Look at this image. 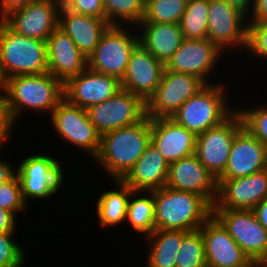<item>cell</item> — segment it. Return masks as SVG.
<instances>
[{
    "label": "cell",
    "mask_w": 267,
    "mask_h": 267,
    "mask_svg": "<svg viewBox=\"0 0 267 267\" xmlns=\"http://www.w3.org/2000/svg\"><path fill=\"white\" fill-rule=\"evenodd\" d=\"M151 142V118L107 132L101 136L99 163L112 180H122Z\"/></svg>",
    "instance_id": "1"
},
{
    "label": "cell",
    "mask_w": 267,
    "mask_h": 267,
    "mask_svg": "<svg viewBox=\"0 0 267 267\" xmlns=\"http://www.w3.org/2000/svg\"><path fill=\"white\" fill-rule=\"evenodd\" d=\"M64 99V84L49 72L7 78L4 105L15 124L27 109L50 112Z\"/></svg>",
    "instance_id": "2"
},
{
    "label": "cell",
    "mask_w": 267,
    "mask_h": 267,
    "mask_svg": "<svg viewBox=\"0 0 267 267\" xmlns=\"http://www.w3.org/2000/svg\"><path fill=\"white\" fill-rule=\"evenodd\" d=\"M155 230H198L212 215V206L200 195L164 186L153 191Z\"/></svg>",
    "instance_id": "3"
},
{
    "label": "cell",
    "mask_w": 267,
    "mask_h": 267,
    "mask_svg": "<svg viewBox=\"0 0 267 267\" xmlns=\"http://www.w3.org/2000/svg\"><path fill=\"white\" fill-rule=\"evenodd\" d=\"M0 65L6 78L48 72L46 41L20 35L0 20Z\"/></svg>",
    "instance_id": "4"
},
{
    "label": "cell",
    "mask_w": 267,
    "mask_h": 267,
    "mask_svg": "<svg viewBox=\"0 0 267 267\" xmlns=\"http://www.w3.org/2000/svg\"><path fill=\"white\" fill-rule=\"evenodd\" d=\"M221 84V85H220ZM207 84L189 98L171 117L177 124L198 136L221 124L235 110L229 108L225 84Z\"/></svg>",
    "instance_id": "5"
},
{
    "label": "cell",
    "mask_w": 267,
    "mask_h": 267,
    "mask_svg": "<svg viewBox=\"0 0 267 267\" xmlns=\"http://www.w3.org/2000/svg\"><path fill=\"white\" fill-rule=\"evenodd\" d=\"M124 25H110L101 37L94 52L87 58V67L121 81L130 56L139 44V35Z\"/></svg>",
    "instance_id": "6"
},
{
    "label": "cell",
    "mask_w": 267,
    "mask_h": 267,
    "mask_svg": "<svg viewBox=\"0 0 267 267\" xmlns=\"http://www.w3.org/2000/svg\"><path fill=\"white\" fill-rule=\"evenodd\" d=\"M243 127L241 115L235 109L221 124L196 136L194 154L215 178L224 173L232 142Z\"/></svg>",
    "instance_id": "7"
},
{
    "label": "cell",
    "mask_w": 267,
    "mask_h": 267,
    "mask_svg": "<svg viewBox=\"0 0 267 267\" xmlns=\"http://www.w3.org/2000/svg\"><path fill=\"white\" fill-rule=\"evenodd\" d=\"M58 161L47 154H35L19 163L17 175L24 201L47 199L63 185V171Z\"/></svg>",
    "instance_id": "8"
},
{
    "label": "cell",
    "mask_w": 267,
    "mask_h": 267,
    "mask_svg": "<svg viewBox=\"0 0 267 267\" xmlns=\"http://www.w3.org/2000/svg\"><path fill=\"white\" fill-rule=\"evenodd\" d=\"M207 84L200 78L164 69L155 93L146 102V115L153 118H171L193 95Z\"/></svg>",
    "instance_id": "9"
},
{
    "label": "cell",
    "mask_w": 267,
    "mask_h": 267,
    "mask_svg": "<svg viewBox=\"0 0 267 267\" xmlns=\"http://www.w3.org/2000/svg\"><path fill=\"white\" fill-rule=\"evenodd\" d=\"M54 130L60 137L80 148L92 158L98 155L101 135L90 122L87 111L69 103L65 98L50 115Z\"/></svg>",
    "instance_id": "10"
},
{
    "label": "cell",
    "mask_w": 267,
    "mask_h": 267,
    "mask_svg": "<svg viewBox=\"0 0 267 267\" xmlns=\"http://www.w3.org/2000/svg\"><path fill=\"white\" fill-rule=\"evenodd\" d=\"M90 122L103 134L138 123L146 115V102L121 89L110 99L86 109Z\"/></svg>",
    "instance_id": "11"
},
{
    "label": "cell",
    "mask_w": 267,
    "mask_h": 267,
    "mask_svg": "<svg viewBox=\"0 0 267 267\" xmlns=\"http://www.w3.org/2000/svg\"><path fill=\"white\" fill-rule=\"evenodd\" d=\"M212 214L249 258L260 260L267 257V230L253 210L212 209Z\"/></svg>",
    "instance_id": "12"
},
{
    "label": "cell",
    "mask_w": 267,
    "mask_h": 267,
    "mask_svg": "<svg viewBox=\"0 0 267 267\" xmlns=\"http://www.w3.org/2000/svg\"><path fill=\"white\" fill-rule=\"evenodd\" d=\"M248 17L226 0H209L207 38L223 52L230 47H247Z\"/></svg>",
    "instance_id": "13"
},
{
    "label": "cell",
    "mask_w": 267,
    "mask_h": 267,
    "mask_svg": "<svg viewBox=\"0 0 267 267\" xmlns=\"http://www.w3.org/2000/svg\"><path fill=\"white\" fill-rule=\"evenodd\" d=\"M61 0H35L7 15L3 21L16 33L46 41L59 27Z\"/></svg>",
    "instance_id": "14"
},
{
    "label": "cell",
    "mask_w": 267,
    "mask_h": 267,
    "mask_svg": "<svg viewBox=\"0 0 267 267\" xmlns=\"http://www.w3.org/2000/svg\"><path fill=\"white\" fill-rule=\"evenodd\" d=\"M223 53L208 38L184 39L179 49L165 64V69L196 76L209 84L207 76L215 71V66Z\"/></svg>",
    "instance_id": "15"
},
{
    "label": "cell",
    "mask_w": 267,
    "mask_h": 267,
    "mask_svg": "<svg viewBox=\"0 0 267 267\" xmlns=\"http://www.w3.org/2000/svg\"><path fill=\"white\" fill-rule=\"evenodd\" d=\"M217 181L218 195L212 209L252 210L267 196V168L245 177Z\"/></svg>",
    "instance_id": "16"
},
{
    "label": "cell",
    "mask_w": 267,
    "mask_h": 267,
    "mask_svg": "<svg viewBox=\"0 0 267 267\" xmlns=\"http://www.w3.org/2000/svg\"><path fill=\"white\" fill-rule=\"evenodd\" d=\"M120 90V80L87 67L64 84V98L86 110L110 99Z\"/></svg>",
    "instance_id": "17"
},
{
    "label": "cell",
    "mask_w": 267,
    "mask_h": 267,
    "mask_svg": "<svg viewBox=\"0 0 267 267\" xmlns=\"http://www.w3.org/2000/svg\"><path fill=\"white\" fill-rule=\"evenodd\" d=\"M166 186L202 196L211 206L218 195V181L195 154L169 164Z\"/></svg>",
    "instance_id": "18"
},
{
    "label": "cell",
    "mask_w": 267,
    "mask_h": 267,
    "mask_svg": "<svg viewBox=\"0 0 267 267\" xmlns=\"http://www.w3.org/2000/svg\"><path fill=\"white\" fill-rule=\"evenodd\" d=\"M164 69L165 64L139 43L133 50L120 81L121 89L138 95L147 102L160 84Z\"/></svg>",
    "instance_id": "19"
},
{
    "label": "cell",
    "mask_w": 267,
    "mask_h": 267,
    "mask_svg": "<svg viewBox=\"0 0 267 267\" xmlns=\"http://www.w3.org/2000/svg\"><path fill=\"white\" fill-rule=\"evenodd\" d=\"M267 168V147L246 128L232 142L227 167L218 179L245 177Z\"/></svg>",
    "instance_id": "20"
},
{
    "label": "cell",
    "mask_w": 267,
    "mask_h": 267,
    "mask_svg": "<svg viewBox=\"0 0 267 267\" xmlns=\"http://www.w3.org/2000/svg\"><path fill=\"white\" fill-rule=\"evenodd\" d=\"M199 230L204 240L207 267H230L240 265L249 259L213 214Z\"/></svg>",
    "instance_id": "21"
},
{
    "label": "cell",
    "mask_w": 267,
    "mask_h": 267,
    "mask_svg": "<svg viewBox=\"0 0 267 267\" xmlns=\"http://www.w3.org/2000/svg\"><path fill=\"white\" fill-rule=\"evenodd\" d=\"M46 47L48 72L63 84L87 68V58L61 28L47 38Z\"/></svg>",
    "instance_id": "22"
},
{
    "label": "cell",
    "mask_w": 267,
    "mask_h": 267,
    "mask_svg": "<svg viewBox=\"0 0 267 267\" xmlns=\"http://www.w3.org/2000/svg\"><path fill=\"white\" fill-rule=\"evenodd\" d=\"M151 143L171 164L194 154L196 136L171 118H153Z\"/></svg>",
    "instance_id": "23"
},
{
    "label": "cell",
    "mask_w": 267,
    "mask_h": 267,
    "mask_svg": "<svg viewBox=\"0 0 267 267\" xmlns=\"http://www.w3.org/2000/svg\"><path fill=\"white\" fill-rule=\"evenodd\" d=\"M109 26L106 19L72 12L63 4L60 8L59 28L72 39L86 58L94 52Z\"/></svg>",
    "instance_id": "24"
},
{
    "label": "cell",
    "mask_w": 267,
    "mask_h": 267,
    "mask_svg": "<svg viewBox=\"0 0 267 267\" xmlns=\"http://www.w3.org/2000/svg\"><path fill=\"white\" fill-rule=\"evenodd\" d=\"M169 163L150 142L133 168L122 179L134 191H154L166 186Z\"/></svg>",
    "instance_id": "25"
},
{
    "label": "cell",
    "mask_w": 267,
    "mask_h": 267,
    "mask_svg": "<svg viewBox=\"0 0 267 267\" xmlns=\"http://www.w3.org/2000/svg\"><path fill=\"white\" fill-rule=\"evenodd\" d=\"M139 43L157 60L166 64L184 40L179 24L140 22Z\"/></svg>",
    "instance_id": "26"
},
{
    "label": "cell",
    "mask_w": 267,
    "mask_h": 267,
    "mask_svg": "<svg viewBox=\"0 0 267 267\" xmlns=\"http://www.w3.org/2000/svg\"><path fill=\"white\" fill-rule=\"evenodd\" d=\"M187 233L180 230H154L146 237L150 241L146 267H176V256Z\"/></svg>",
    "instance_id": "27"
},
{
    "label": "cell",
    "mask_w": 267,
    "mask_h": 267,
    "mask_svg": "<svg viewBox=\"0 0 267 267\" xmlns=\"http://www.w3.org/2000/svg\"><path fill=\"white\" fill-rule=\"evenodd\" d=\"M115 190L105 191L97 201V216L100 226H115L126 221V213L132 189L122 180H113Z\"/></svg>",
    "instance_id": "28"
},
{
    "label": "cell",
    "mask_w": 267,
    "mask_h": 267,
    "mask_svg": "<svg viewBox=\"0 0 267 267\" xmlns=\"http://www.w3.org/2000/svg\"><path fill=\"white\" fill-rule=\"evenodd\" d=\"M145 193L147 196L142 197L139 195L140 191L132 190V196L135 199L129 198L126 221L128 220L134 231L147 237L155 230V217L153 191H144Z\"/></svg>",
    "instance_id": "29"
},
{
    "label": "cell",
    "mask_w": 267,
    "mask_h": 267,
    "mask_svg": "<svg viewBox=\"0 0 267 267\" xmlns=\"http://www.w3.org/2000/svg\"><path fill=\"white\" fill-rule=\"evenodd\" d=\"M103 7L110 25L125 24V28L134 24L136 29L145 14V0H103Z\"/></svg>",
    "instance_id": "30"
},
{
    "label": "cell",
    "mask_w": 267,
    "mask_h": 267,
    "mask_svg": "<svg viewBox=\"0 0 267 267\" xmlns=\"http://www.w3.org/2000/svg\"><path fill=\"white\" fill-rule=\"evenodd\" d=\"M209 0L187 2L179 22L184 39H207Z\"/></svg>",
    "instance_id": "31"
},
{
    "label": "cell",
    "mask_w": 267,
    "mask_h": 267,
    "mask_svg": "<svg viewBox=\"0 0 267 267\" xmlns=\"http://www.w3.org/2000/svg\"><path fill=\"white\" fill-rule=\"evenodd\" d=\"M186 5L184 0H145V14L141 22L179 24Z\"/></svg>",
    "instance_id": "32"
},
{
    "label": "cell",
    "mask_w": 267,
    "mask_h": 267,
    "mask_svg": "<svg viewBox=\"0 0 267 267\" xmlns=\"http://www.w3.org/2000/svg\"><path fill=\"white\" fill-rule=\"evenodd\" d=\"M176 267H207L204 240L199 229L183 237L176 256Z\"/></svg>",
    "instance_id": "33"
},
{
    "label": "cell",
    "mask_w": 267,
    "mask_h": 267,
    "mask_svg": "<svg viewBox=\"0 0 267 267\" xmlns=\"http://www.w3.org/2000/svg\"><path fill=\"white\" fill-rule=\"evenodd\" d=\"M26 205L20 181L13 172L0 186V208L10 211L16 216L17 212L25 210Z\"/></svg>",
    "instance_id": "34"
},
{
    "label": "cell",
    "mask_w": 267,
    "mask_h": 267,
    "mask_svg": "<svg viewBox=\"0 0 267 267\" xmlns=\"http://www.w3.org/2000/svg\"><path fill=\"white\" fill-rule=\"evenodd\" d=\"M237 111L241 115L244 128L267 147V107Z\"/></svg>",
    "instance_id": "35"
},
{
    "label": "cell",
    "mask_w": 267,
    "mask_h": 267,
    "mask_svg": "<svg viewBox=\"0 0 267 267\" xmlns=\"http://www.w3.org/2000/svg\"><path fill=\"white\" fill-rule=\"evenodd\" d=\"M14 233H0V267H22L25 263V252L13 241Z\"/></svg>",
    "instance_id": "36"
},
{
    "label": "cell",
    "mask_w": 267,
    "mask_h": 267,
    "mask_svg": "<svg viewBox=\"0 0 267 267\" xmlns=\"http://www.w3.org/2000/svg\"><path fill=\"white\" fill-rule=\"evenodd\" d=\"M256 57L267 59V21L248 22V42L246 47Z\"/></svg>",
    "instance_id": "37"
},
{
    "label": "cell",
    "mask_w": 267,
    "mask_h": 267,
    "mask_svg": "<svg viewBox=\"0 0 267 267\" xmlns=\"http://www.w3.org/2000/svg\"><path fill=\"white\" fill-rule=\"evenodd\" d=\"M62 4L70 11L106 19L103 0H61Z\"/></svg>",
    "instance_id": "38"
},
{
    "label": "cell",
    "mask_w": 267,
    "mask_h": 267,
    "mask_svg": "<svg viewBox=\"0 0 267 267\" xmlns=\"http://www.w3.org/2000/svg\"><path fill=\"white\" fill-rule=\"evenodd\" d=\"M13 126L14 123L8 114L4 102L0 101V150H2L1 147L4 146L3 144L9 140V137H11ZM2 161H5V158L0 159V162Z\"/></svg>",
    "instance_id": "39"
},
{
    "label": "cell",
    "mask_w": 267,
    "mask_h": 267,
    "mask_svg": "<svg viewBox=\"0 0 267 267\" xmlns=\"http://www.w3.org/2000/svg\"><path fill=\"white\" fill-rule=\"evenodd\" d=\"M35 0H0V20H3L11 12L28 6Z\"/></svg>",
    "instance_id": "40"
},
{
    "label": "cell",
    "mask_w": 267,
    "mask_h": 267,
    "mask_svg": "<svg viewBox=\"0 0 267 267\" xmlns=\"http://www.w3.org/2000/svg\"><path fill=\"white\" fill-rule=\"evenodd\" d=\"M16 220L12 212L0 208V233L16 232Z\"/></svg>",
    "instance_id": "41"
},
{
    "label": "cell",
    "mask_w": 267,
    "mask_h": 267,
    "mask_svg": "<svg viewBox=\"0 0 267 267\" xmlns=\"http://www.w3.org/2000/svg\"><path fill=\"white\" fill-rule=\"evenodd\" d=\"M248 22H263L267 21V0H255L253 11Z\"/></svg>",
    "instance_id": "42"
},
{
    "label": "cell",
    "mask_w": 267,
    "mask_h": 267,
    "mask_svg": "<svg viewBox=\"0 0 267 267\" xmlns=\"http://www.w3.org/2000/svg\"><path fill=\"white\" fill-rule=\"evenodd\" d=\"M252 210L259 223L267 230V196Z\"/></svg>",
    "instance_id": "43"
},
{
    "label": "cell",
    "mask_w": 267,
    "mask_h": 267,
    "mask_svg": "<svg viewBox=\"0 0 267 267\" xmlns=\"http://www.w3.org/2000/svg\"><path fill=\"white\" fill-rule=\"evenodd\" d=\"M232 7L239 10L245 16L251 15V10L253 11L255 0H226ZM250 8H252L250 10Z\"/></svg>",
    "instance_id": "44"
},
{
    "label": "cell",
    "mask_w": 267,
    "mask_h": 267,
    "mask_svg": "<svg viewBox=\"0 0 267 267\" xmlns=\"http://www.w3.org/2000/svg\"><path fill=\"white\" fill-rule=\"evenodd\" d=\"M14 172L12 165L7 161L0 162V186Z\"/></svg>",
    "instance_id": "45"
},
{
    "label": "cell",
    "mask_w": 267,
    "mask_h": 267,
    "mask_svg": "<svg viewBox=\"0 0 267 267\" xmlns=\"http://www.w3.org/2000/svg\"><path fill=\"white\" fill-rule=\"evenodd\" d=\"M6 84H7V78L4 75V72L2 70V66L0 65V101L4 100L5 93H6Z\"/></svg>",
    "instance_id": "46"
},
{
    "label": "cell",
    "mask_w": 267,
    "mask_h": 267,
    "mask_svg": "<svg viewBox=\"0 0 267 267\" xmlns=\"http://www.w3.org/2000/svg\"><path fill=\"white\" fill-rule=\"evenodd\" d=\"M230 267H254V259L249 258L246 262L240 265H235V266H230Z\"/></svg>",
    "instance_id": "47"
},
{
    "label": "cell",
    "mask_w": 267,
    "mask_h": 267,
    "mask_svg": "<svg viewBox=\"0 0 267 267\" xmlns=\"http://www.w3.org/2000/svg\"><path fill=\"white\" fill-rule=\"evenodd\" d=\"M254 267H267V261L265 259H254Z\"/></svg>",
    "instance_id": "48"
}]
</instances>
